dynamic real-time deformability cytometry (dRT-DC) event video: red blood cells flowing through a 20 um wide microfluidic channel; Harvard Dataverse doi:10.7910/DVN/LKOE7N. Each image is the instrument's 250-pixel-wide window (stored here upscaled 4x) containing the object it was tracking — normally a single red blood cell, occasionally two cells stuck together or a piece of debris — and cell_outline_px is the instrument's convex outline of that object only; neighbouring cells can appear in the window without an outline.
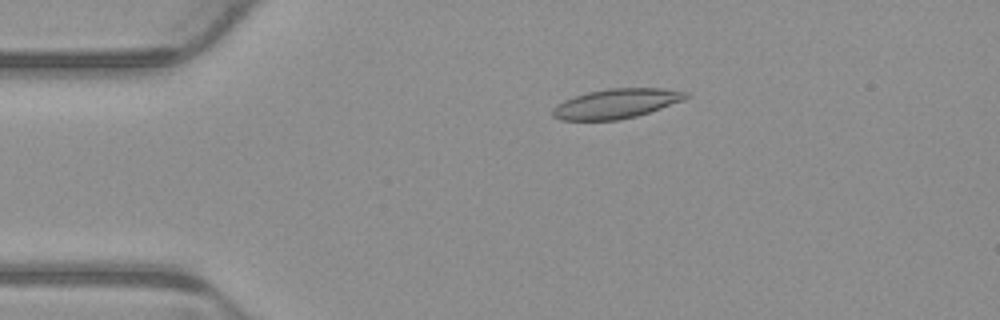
{"species": "common noctule bat (a hibernating species)", "species_latin": "Nyctalus noctula", "temperature_condition": "warm", "stored_images_in_passage": 5, "camera_frame_rate_fps": 3000, "um_per_image_px": 0.085, "animal": {"sex": "male", "body_mass_g": 23.1, "forearm_length_mm": 52.7}, "frame": {"image": 1, "passage_image": 3, "time_ms": 0.667, "image_size_px": [1000, 320], "cell_outline_px": [[692, 96], [684, 100], [636, 116], [616, 120], [560, 120], [552, 116], [552, 108], [556, 104], [564, 100], [588, 92], [608, 88], [660, 88], [688, 92]], "centroid_in_image_um": [52.38, 8.8], "position_along_channel_um": 32.6, "area_um2": 22.95}}
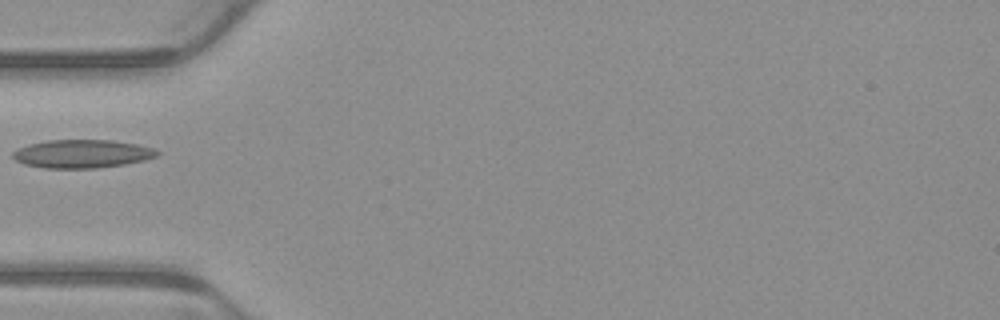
{"frame": {"image": 2, "passage_image": 5, "time_ms": 1.333, "image_size_px": [1000, 320], "cell_outline_px": [[160, 152], [156, 156], [144, 160], [124, 164], [96, 168], [44, 168], [24, 164], [16, 160], [12, 156], [12, 152], [28, 144], [48, 140], [112, 140], [136, 144], [152, 148]], "centroid_in_image_um": [6.96, 13.07], "position_along_channel_um": 78.0, "area_um2": 23.64}}